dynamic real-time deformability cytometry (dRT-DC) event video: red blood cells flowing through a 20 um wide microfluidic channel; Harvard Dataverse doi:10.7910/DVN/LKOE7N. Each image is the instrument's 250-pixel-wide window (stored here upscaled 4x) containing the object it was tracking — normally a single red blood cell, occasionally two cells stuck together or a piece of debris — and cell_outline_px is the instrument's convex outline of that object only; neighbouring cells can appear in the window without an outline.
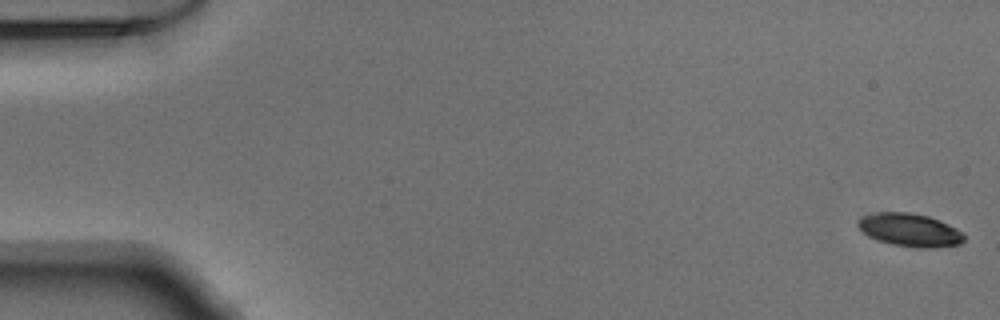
{"species": "Egyptian fruit bat (a non-hibernating species)", "species_latin": "Rousettus aegyptiacus", "temperature_condition": "warm", "stored_images_in_passage": 17, "camera_frame_rate_fps": 3000, "um_per_image_px": 0.085, "animal": {"sex": "male"}, "frame": {"image": 1, "passage_image": 1, "time_ms": 0.0, "image_size_px": [1000, 320], "cell_outline_px": [[964, 240], [960, 244], [932, 248], [916, 248], [892, 244], [868, 236], [856, 224], [864, 216], [876, 212], [908, 212], [928, 216], [940, 220], [964, 232]], "centroid_in_image_um": [77.38, 19.55], "position_along_channel_um": 7.6, "area_um2": 20.35}}
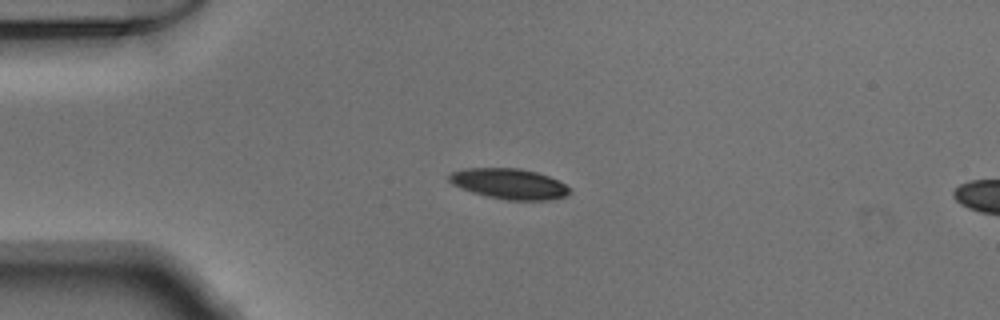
{"frame": {"image": 2, "passage_image": 13, "time_ms": 4.0, "image_size_px": [1000, 320], "cell_outline_px": [[572, 192], [564, 196], [548, 200], [508, 200], [488, 196], [472, 192], [460, 188], [452, 184], [448, 180], [448, 176], [452, 172], [464, 168], [520, 168], [536, 172], [548, 176], [572, 188]], "centroid_in_image_um": [43.27, 15.62], "position_along_channel_um": 41.7, "area_um2": 21.39}}